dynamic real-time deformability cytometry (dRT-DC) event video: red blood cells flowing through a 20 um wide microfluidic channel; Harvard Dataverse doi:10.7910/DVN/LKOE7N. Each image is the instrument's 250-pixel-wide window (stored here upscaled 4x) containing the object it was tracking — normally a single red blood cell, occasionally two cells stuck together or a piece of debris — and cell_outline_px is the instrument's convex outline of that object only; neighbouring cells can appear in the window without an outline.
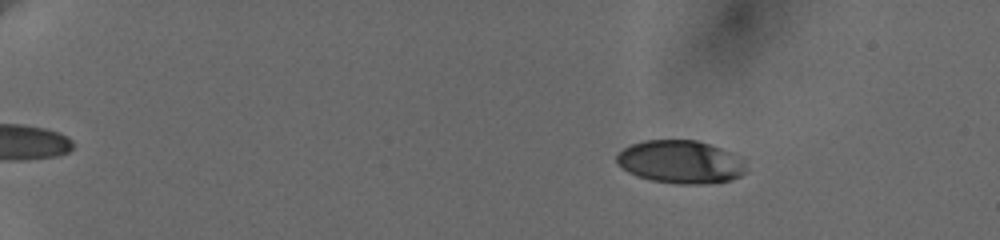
{"species": "human", "species_latin": "Homo sapiens", "temperature_condition": "cold", "stored_images_in_passage": 43, "camera_frame_rate_fps": 3000, "um_per_image_px": 0.085, "donor": {"sex": "female"}, "frame": {"image": 1, "passage_image": 4, "time_ms": 1.0, "image_size_px": [1000, 240], "cell_outline_px": [[748, 172], [732, 180], [708, 184], [676, 184], [652, 180], [636, 176], [628, 172], [616, 164], [616, 156], [624, 148], [632, 144], [644, 140], [696, 140], [732, 152], [744, 164]], "centroid_in_image_um": [57.84, 13.78], "position_along_channel_um": 27.2, "area_um2": 32.54}}
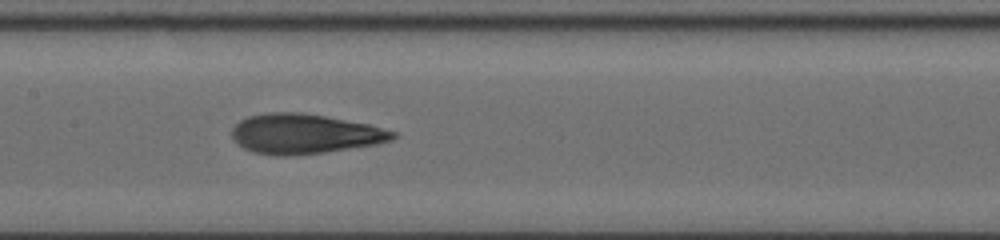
{"frame": {"image": 2, "passage_image": 26, "time_ms": 8.667, "image_size_px": [1000, 240], "cell_outline_px": [[396, 136], [392, 140], [380, 144], [324, 152], [288, 156], [276, 156], [252, 152], [244, 148], [232, 136], [232, 128], [240, 120], [248, 116], [268, 112], [300, 112], [324, 116], [368, 124], [396, 132]], "centroid_in_image_um": [25.89, 11.38], "position_along_channel_um": 181.5, "area_um2": 37.28}}
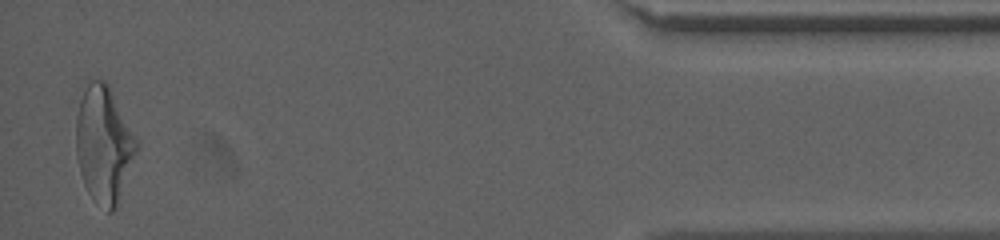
{"frame": {"image": 3, "passage_image": 43, "time_ms": 17.0, "image_size_px": [1000, 240], "cell_outline_px": [[140, 144], [116, 208], [112, 212], [108, 212], [88, 192], [84, 184], [80, 172], [76, 156], [76, 120], [80, 100], [88, 80], [104, 80], [108, 84], [140, 140]], "centroid_in_image_um": [8.86, 12.24], "position_along_channel_um": 426.3, "area_um2": 41.33}, "authors_computed_cell_mechanics": {"area_um2": 35.9516, "velocity_mm_per_s": 3.6631, "shape_relaxation_time_tau1_ms": 5.807, "shape_relaxation_time_tau2_ms": 1.6556, "deformation_change_tau1": 0.1978, "deformation_change_tau2": 0.1038}}